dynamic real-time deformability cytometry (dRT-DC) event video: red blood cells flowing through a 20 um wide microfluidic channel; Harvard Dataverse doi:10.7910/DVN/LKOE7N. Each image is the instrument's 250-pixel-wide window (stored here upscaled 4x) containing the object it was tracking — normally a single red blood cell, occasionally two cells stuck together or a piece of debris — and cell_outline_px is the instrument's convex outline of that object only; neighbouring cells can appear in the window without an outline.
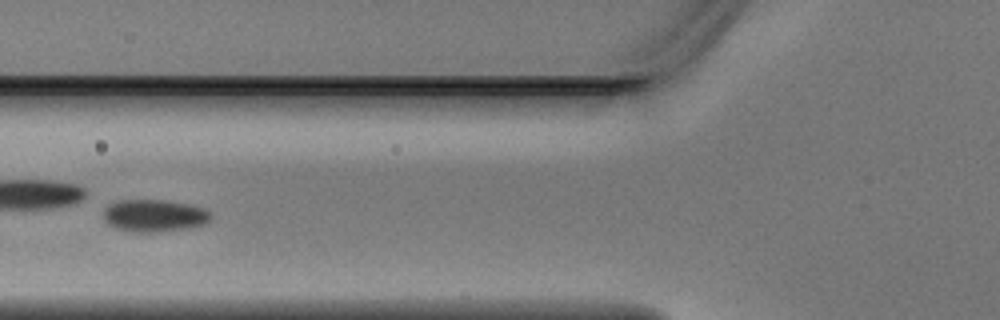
{"species": "Egyptian fruit bat (a non-hibernating species)", "species_latin": "Rousettus aegyptiacus", "temperature_condition": "warm", "stored_images_in_passage": 6, "camera_frame_rate_fps": 3000, "um_per_image_px": 0.085, "animal": {"sex": "male"}, "frame": {"image": 1, "passage_image": 5, "time_ms": 1.333, "image_size_px": [1000, 320], "cell_outline_px": [[212, 216], [208, 224], [192, 228], [160, 232], [136, 232], [116, 228], [108, 224], [104, 220], [104, 208], [108, 204], [116, 200], [164, 200], [188, 204], [204, 208]], "centroid_in_image_um": [13.13, 18.33], "position_along_channel_um": 112.7, "area_um2": 20.52}}
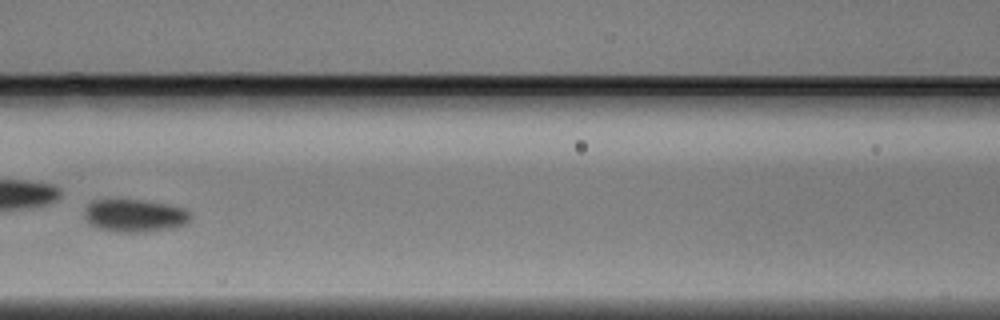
{"frame": {"image": 2, "passage_image": 6, "time_ms": 1.667, "image_size_px": [1000, 320], "cell_outline_px": [[192, 216], [184, 224], [172, 228], [144, 232], [112, 232], [96, 228], [88, 224], [84, 220], [84, 208], [92, 200], [144, 200], [168, 204], [184, 208]], "centroid_in_image_um": [11.38, 18.33], "position_along_channel_um": 155.2, "area_um2": 20.52}}